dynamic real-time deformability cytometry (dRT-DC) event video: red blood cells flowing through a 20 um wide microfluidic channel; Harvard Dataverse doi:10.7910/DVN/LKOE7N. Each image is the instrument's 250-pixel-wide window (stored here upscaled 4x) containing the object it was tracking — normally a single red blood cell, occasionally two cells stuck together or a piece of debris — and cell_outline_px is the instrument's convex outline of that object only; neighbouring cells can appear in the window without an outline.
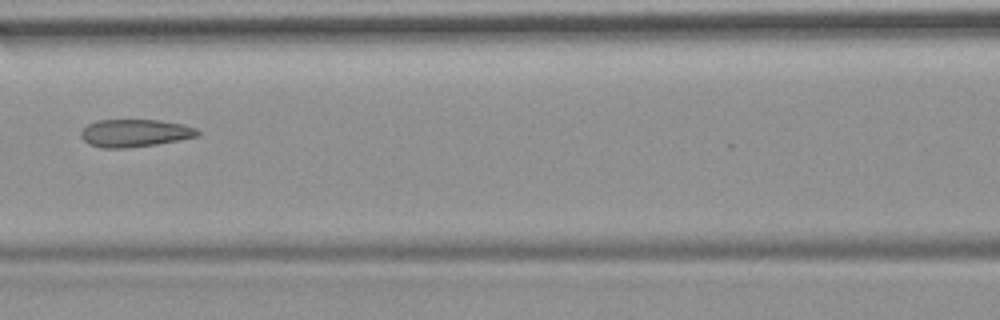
{"species": "common noctule bat (a hibernating species)", "species_latin": "Nyctalus noctula", "temperature_condition": "room temperature", "stored_images_in_passage": 7, "camera_frame_rate_fps": 3000, "um_per_image_px": 0.085, "animal": {"sex": "female", "body_mass_g": 19.9}, "frame": {"image": 1, "passage_image": 7, "time_ms": 7.0, "image_size_px": [1000, 320], "cell_outline_px": [[200, 136], [156, 144], [124, 148], [100, 148], [88, 144], [80, 136], [80, 132], [88, 124], [96, 120], [160, 120], [184, 124], [196, 128], [200, 132]], "centroid_in_image_um": [11.46, 11.31], "position_along_channel_um": 155.1, "area_um2": 18.9}}